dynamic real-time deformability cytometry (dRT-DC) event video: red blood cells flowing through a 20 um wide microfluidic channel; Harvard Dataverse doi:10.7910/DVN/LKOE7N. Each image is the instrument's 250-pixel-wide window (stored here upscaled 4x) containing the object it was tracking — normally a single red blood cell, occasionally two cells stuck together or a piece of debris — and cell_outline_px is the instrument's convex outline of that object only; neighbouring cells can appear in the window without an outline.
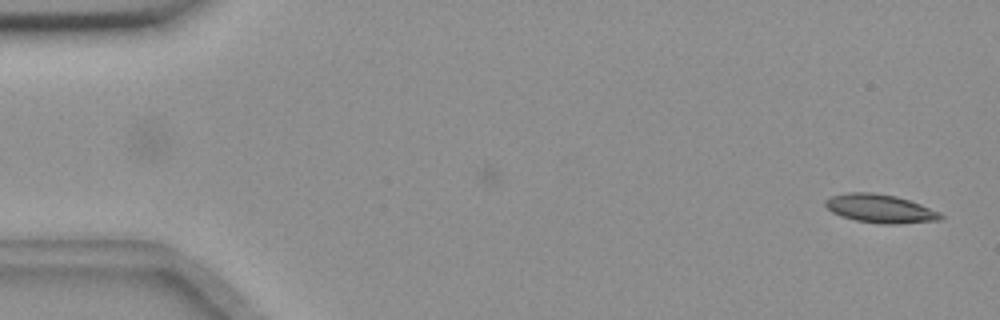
{"species": "common noctule bat (a hibernating species)", "species_latin": "Nyctalus noctula", "temperature_condition": "room temperature", "stored_images_in_passage": 36, "camera_frame_rate_fps": 3000, "um_per_image_px": 0.085, "animal": {"sex": "female", "body_mass_g": 18.4}, "frame": {"image": 1, "passage_image": 1, "time_ms": 0.0, "image_size_px": [1000, 320], "cell_outline_px": [[944, 216], [940, 220], [900, 224], [880, 224], [856, 220], [840, 216], [832, 212], [824, 204], [824, 200], [832, 196], [848, 192], [872, 192], [896, 196], [920, 204], [940, 212]], "centroid_in_image_um": [74.81, 17.73], "position_along_channel_um": 10.2, "area_um2": 19.19}}
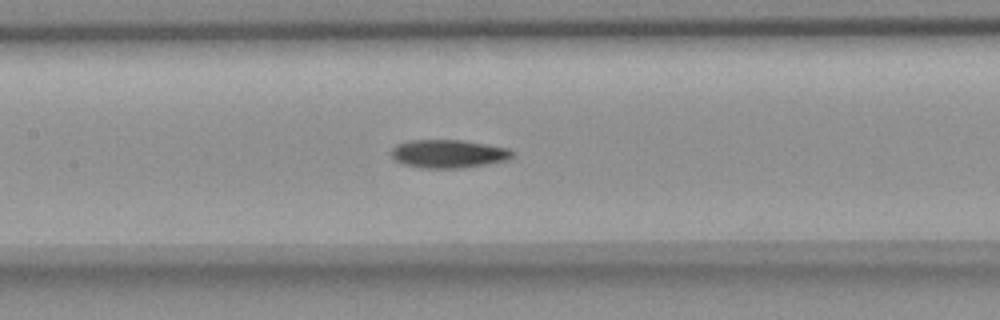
{"frame": {"image": 2, "passage_image": 25, "time_ms": 8.0, "image_size_px": [1000, 320], "cell_outline_px": [[512, 156], [508, 160], [464, 168], [420, 168], [404, 164], [396, 160], [392, 156], [392, 148], [396, 144], [408, 140], [460, 140], [508, 148], [512, 152]], "centroid_in_image_um": [38.09, 13.07], "position_along_channel_um": 169.3, "area_um2": 19.83}}
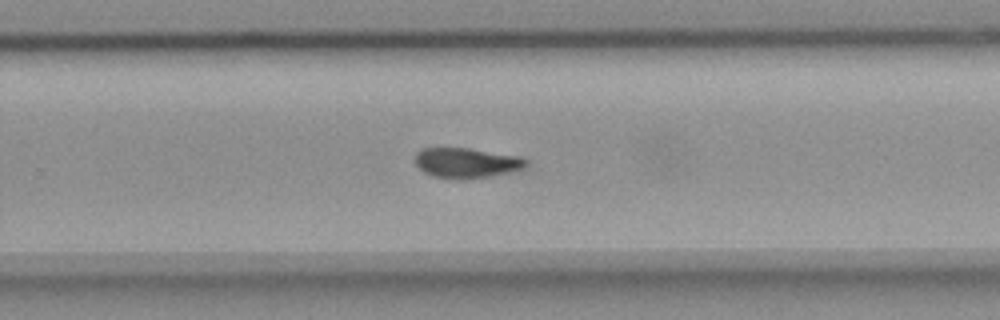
{"frame": {"image": 3, "passage_image": 35, "time_ms": 11.333, "image_size_px": [1000, 320], "cell_outline_px": [[528, 164], [524, 168], [508, 172], [488, 176], [460, 180], [432, 176], [424, 172], [416, 164], [416, 152], [420, 148], [468, 148], [516, 156], [528, 160]], "centroid_in_image_um": [39.61, 13.84], "position_along_channel_um": 290.2, "area_um2": 19.31}}